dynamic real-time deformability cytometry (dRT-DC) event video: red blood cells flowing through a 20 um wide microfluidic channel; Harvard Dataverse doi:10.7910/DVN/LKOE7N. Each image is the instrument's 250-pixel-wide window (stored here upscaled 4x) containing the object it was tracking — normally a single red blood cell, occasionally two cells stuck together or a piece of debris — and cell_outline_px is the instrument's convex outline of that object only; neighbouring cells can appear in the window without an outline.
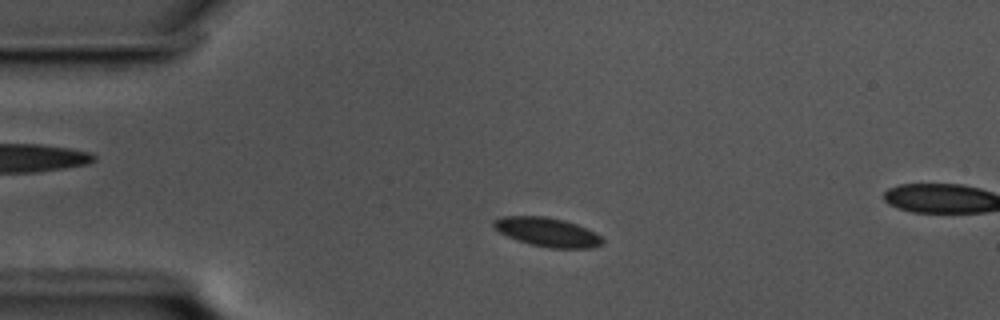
{"species": "common noctule bat (a hibernating species)", "species_latin": "Nyctalus noctula", "temperature_condition": "cold", "stored_images_in_passage": 10, "camera_frame_rate_fps": 3000, "um_per_image_px": 0.085, "animal": {"sex": "male", "body_mass_g": 17.5, "forearm_length_mm": 52.3}, "frame": {"image": 1, "passage_image": 5, "time_ms": 1.333, "image_size_px": [1000, 320], "cell_outline_px": [[604, 244], [592, 248], [548, 248], [516, 240], [500, 232], [492, 224], [492, 220], [504, 216], [544, 216], [564, 220], [576, 224], [600, 236], [604, 240]], "centroid_in_image_um": [46.52, 19.73], "position_along_channel_um": 38.5, "area_um2": 18.21}}